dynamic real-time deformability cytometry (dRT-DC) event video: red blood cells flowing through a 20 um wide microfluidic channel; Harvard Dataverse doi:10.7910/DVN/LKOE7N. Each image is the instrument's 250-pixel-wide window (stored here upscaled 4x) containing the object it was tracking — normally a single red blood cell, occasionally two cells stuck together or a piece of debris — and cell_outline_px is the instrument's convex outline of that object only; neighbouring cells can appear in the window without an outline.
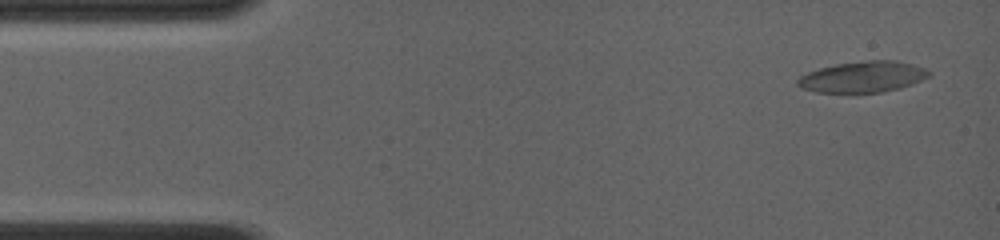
{"species": "common noctule bat (a hibernating species)", "species_latin": "Nyctalus noctula", "temperature_condition": "room temperature", "stored_images_in_passage": 56, "camera_frame_rate_fps": 4000, "um_per_image_px": 0.085, "animal": {"sex": "female", "body_mass_g": 19.0, "forearm_length_mm": 56.7}, "frame": {"image": 1, "passage_image": 3, "time_ms": 0.5, "image_size_px": [1000, 240], "cell_outline_px": [[932, 76], [912, 84], [900, 88], [880, 92], [816, 92], [804, 88], [796, 84], [796, 80], [800, 76], [808, 72], [820, 68], [836, 64], [868, 60], [896, 60], [912, 64], [924, 68], [932, 72]], "centroid_in_image_um": [73.38, 6.52], "position_along_channel_um": 11.6, "area_um2": 23.7}}
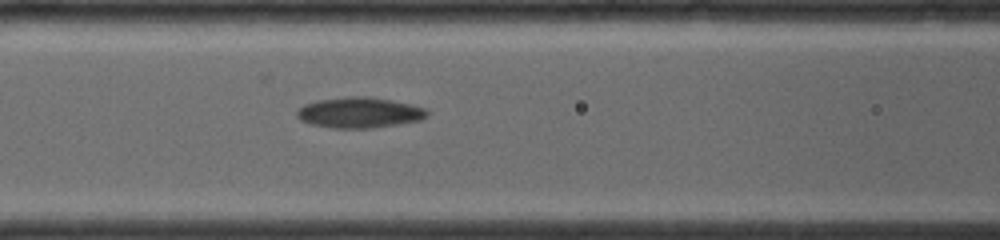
{"frame": {"image": 2, "passage_image": 26, "time_ms": 6.25, "image_size_px": [1000, 240], "cell_outline_px": [[428, 116], [420, 120], [372, 128], [332, 128], [312, 124], [300, 120], [296, 116], [296, 112], [304, 104], [316, 100], [348, 96], [368, 96], [392, 100], [412, 104], [424, 108], [428, 112]], "centroid_in_image_um": [30.53, 9.56], "position_along_channel_um": 136.1, "area_um2": 23.29}}
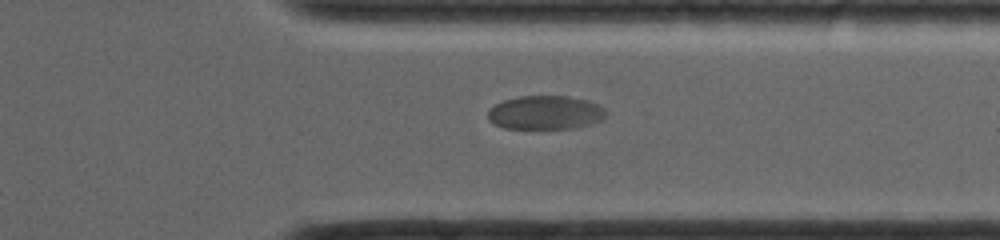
{"frame": {"image": 3, "passage_image": 49, "time_ms": 12.0, "image_size_px": [1000, 240], "cell_outline_px": [[608, 112], [604, 120], [592, 124], [576, 128], [504, 128], [492, 124], [488, 120], [488, 108], [504, 100], [520, 96], [568, 96], [588, 100], [600, 104]], "centroid_in_image_um": [46.4, 9.57], "position_along_channel_um": 365.0, "area_um2": 23.64}}